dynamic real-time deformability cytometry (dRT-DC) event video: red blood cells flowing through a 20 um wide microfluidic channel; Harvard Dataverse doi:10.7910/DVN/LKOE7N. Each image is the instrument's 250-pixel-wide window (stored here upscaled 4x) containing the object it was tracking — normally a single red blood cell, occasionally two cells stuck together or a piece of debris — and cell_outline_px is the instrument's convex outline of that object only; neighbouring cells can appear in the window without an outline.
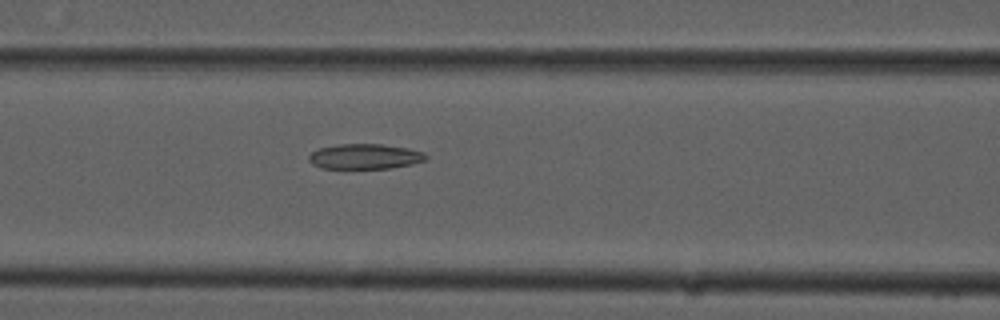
{"species": "common noctule bat (a hibernating species)", "species_latin": "Nyctalus noctula", "temperature_condition": "cold", "stored_images_in_passage": 19, "camera_frame_rate_fps": 3000, "um_per_image_px": 0.085, "animal": {"sex": "male", "forearm_length_mm": 52.5}, "frame": {"image": 1, "passage_image": 13, "time_ms": 4.0, "image_size_px": [1000, 320], "cell_outline_px": [[428, 156], [424, 160], [412, 164], [388, 168], [320, 168], [312, 164], [308, 160], [308, 156], [312, 152], [320, 148], [340, 144], [380, 144], [408, 148], [424, 152]], "centroid_in_image_um": [31.0, 13.3], "position_along_channel_um": 135.6, "area_um2": 17.05}}
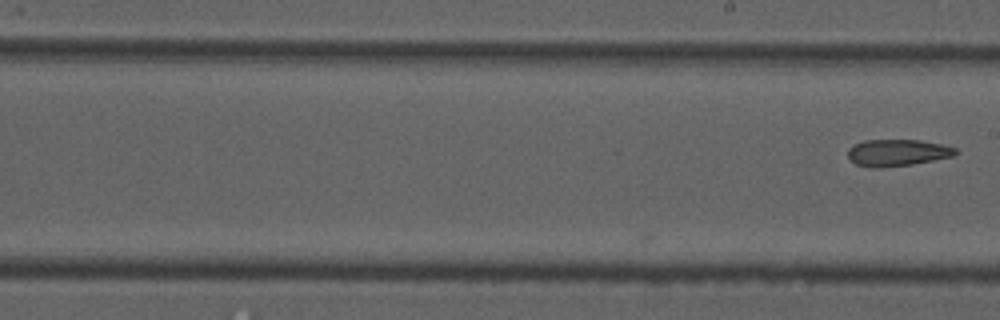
{"frame": {"image": 2, "passage_image": 19, "time_ms": 6.0, "image_size_px": [1000, 320], "cell_outline_px": [[960, 152], [952, 156], [912, 164], [880, 168], [868, 168], [856, 164], [848, 160], [848, 148], [852, 144], [864, 140], [920, 140], [940, 144], [956, 148]], "centroid_in_image_um": [76.21, 12.98], "position_along_channel_um": 212.8, "area_um2": 16.94}}